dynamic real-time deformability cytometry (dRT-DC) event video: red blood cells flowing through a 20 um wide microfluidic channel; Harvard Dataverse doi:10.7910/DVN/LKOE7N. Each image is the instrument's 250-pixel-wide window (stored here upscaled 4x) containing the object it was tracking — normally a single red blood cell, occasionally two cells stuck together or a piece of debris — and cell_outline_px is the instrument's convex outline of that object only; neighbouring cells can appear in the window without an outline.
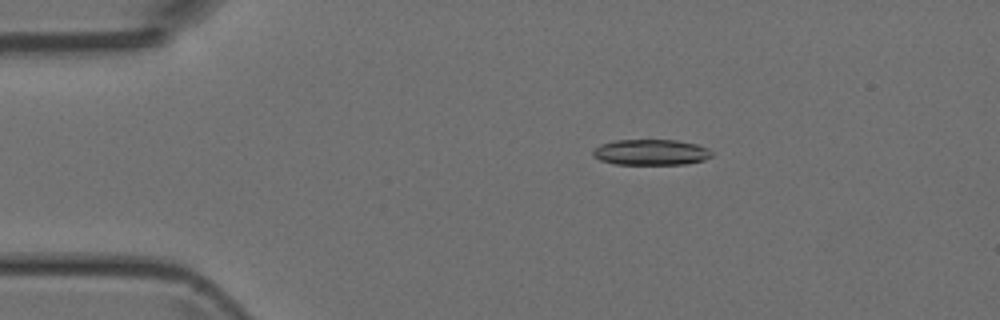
{"species": "Egyptian fruit bat (a non-hibernating species)", "species_latin": "Rousettus aegyptiacus", "temperature_condition": "room temperature", "stored_images_in_passage": 5, "camera_frame_rate_fps": 3000, "um_per_image_px": 0.085, "animal": {"sex": "female"}, "frame": {"image": 1, "passage_image": 3, "time_ms": 2.0, "image_size_px": [1000, 320], "cell_outline_px": [[712, 156], [704, 160], [684, 164], [616, 164], [600, 160], [592, 156], [592, 152], [600, 144], [612, 140], [676, 140], [696, 144], [708, 148], [712, 152]], "centroid_in_image_um": [55.32, 12.94], "position_along_channel_um": 29.7, "area_um2": 17.86}}
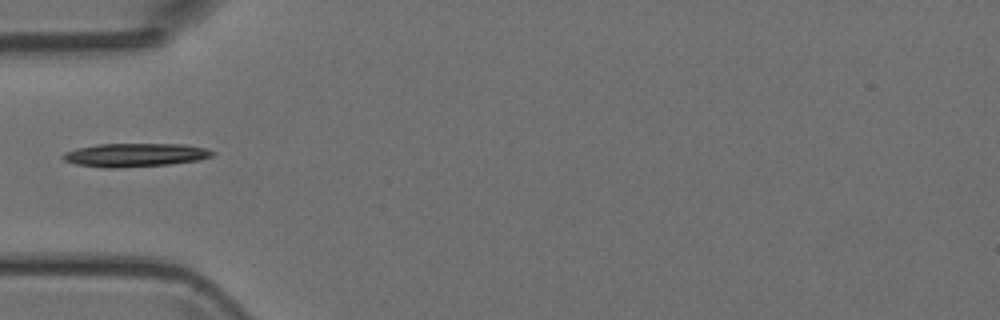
{"frame": {"image": 2, "passage_image": 5, "time_ms": 4.333, "image_size_px": [1000, 320], "cell_outline_px": [[216, 152], [212, 156], [200, 160], [168, 164], [116, 168], [104, 168], [76, 164], [64, 160], [60, 156], [64, 152], [76, 148], [100, 144], [184, 144], [208, 148]], "centroid_in_image_um": [11.49, 13.17], "position_along_channel_um": 73.5, "area_um2": 20.58}}